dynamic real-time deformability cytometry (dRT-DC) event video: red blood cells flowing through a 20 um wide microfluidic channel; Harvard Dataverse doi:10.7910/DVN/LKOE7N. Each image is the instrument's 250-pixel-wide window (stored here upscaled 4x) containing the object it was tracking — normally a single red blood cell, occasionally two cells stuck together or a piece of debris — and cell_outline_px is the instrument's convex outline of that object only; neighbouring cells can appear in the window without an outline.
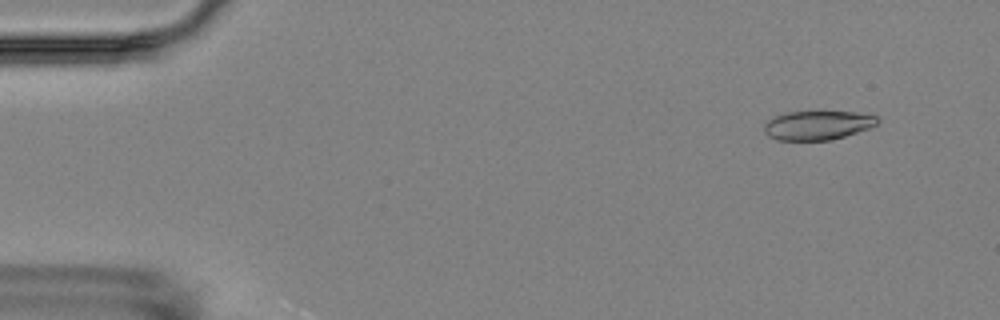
{"species": "Egyptian fruit bat (a non-hibernating species)", "species_latin": "Rousettus aegyptiacus", "temperature_condition": "room temperature", "stored_images_in_passage": 17, "camera_frame_rate_fps": 3000, "um_per_image_px": 0.085, "animal": {"sex": "female"}, "frame": {"image": 1, "passage_image": 2, "time_ms": 1.333, "image_size_px": [1000, 320], "cell_outline_px": [[880, 120], [872, 128], [832, 140], [776, 140], [768, 136], [764, 132], [764, 124], [768, 120], [784, 112], [856, 112], [876, 116]], "centroid_in_image_um": [69.51, 10.65], "position_along_channel_um": 15.5, "area_um2": 19.31}}
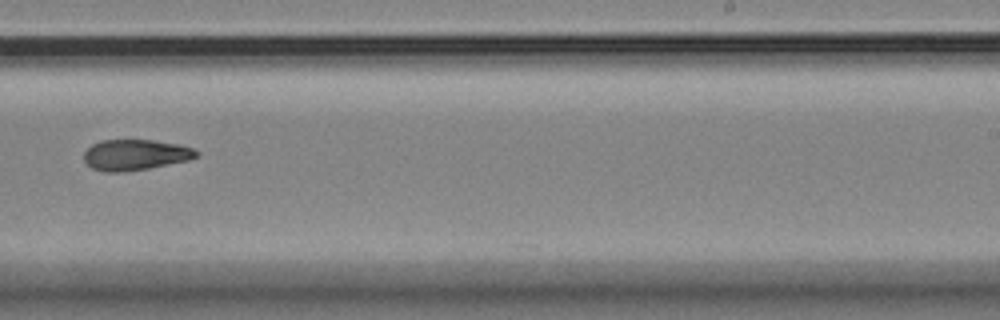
{"frame": {"image": 2, "passage_image": 11, "time_ms": 11.667, "image_size_px": [1000, 320], "cell_outline_px": [[200, 152], [196, 156], [188, 160], [148, 168], [120, 172], [104, 172], [92, 168], [84, 160], [84, 152], [92, 144], [100, 140], [152, 140], [180, 144], [192, 148]], "centroid_in_image_um": [11.48, 13.15], "position_along_channel_um": 277.5, "area_um2": 20.06}}
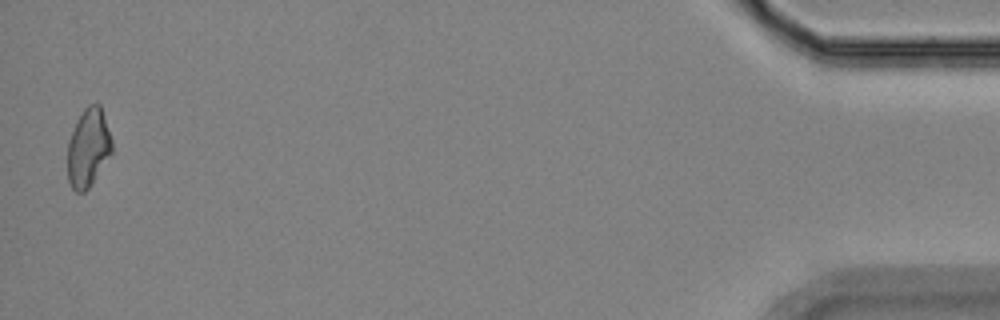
{"frame": {"image": 3, "passage_image": 17, "time_ms": 18.333, "image_size_px": [1000, 320], "cell_outline_px": [[112, 152], [92, 184], [84, 192], [76, 192], [72, 188], [68, 180], [68, 140], [84, 108], [88, 104], [100, 104], [112, 140]], "centroid_in_image_um": [7.51, 12.58], "position_along_channel_um": 427.7, "area_um2": 20.06}, "authors_computed_cell_mechanics": {"area_um2": 20.5768, "velocity_mm_per_s": 3.548, "shape_relaxation_time_tau1_ms": null, "shape_relaxation_time_tau2_ms": 5.0599, "deformation_change_tau1": null, "deformation_change_tau2": 0.1162}}